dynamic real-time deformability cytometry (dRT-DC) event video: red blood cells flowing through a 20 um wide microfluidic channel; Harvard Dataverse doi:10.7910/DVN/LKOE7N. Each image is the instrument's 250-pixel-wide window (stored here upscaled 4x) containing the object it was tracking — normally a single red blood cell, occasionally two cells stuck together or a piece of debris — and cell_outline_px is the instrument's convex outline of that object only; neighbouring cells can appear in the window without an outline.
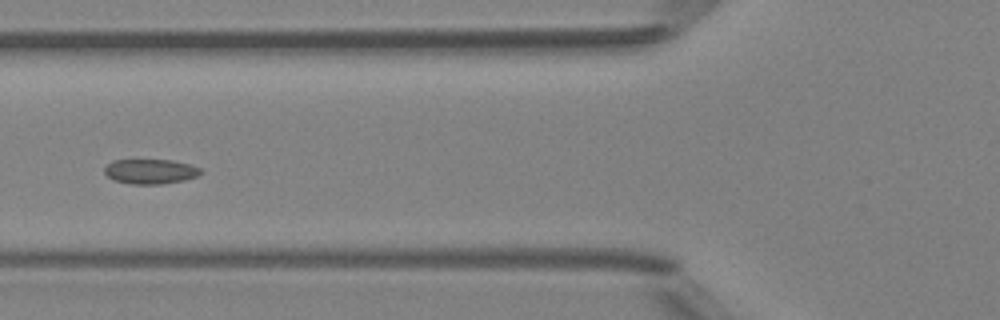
{"species": "Egyptian fruit bat (a non-hibernating species)", "species_latin": "Rousettus aegyptiacus", "temperature_condition": "room temperature", "stored_images_in_passage": 5, "camera_frame_rate_fps": 3000, "um_per_image_px": 0.085, "animal": {"sex": "female"}, "frame": {"image": 1, "passage_image": 5, "time_ms": 4.333, "image_size_px": [1000, 320], "cell_outline_px": [[204, 172], [196, 176], [180, 180], [160, 184], [132, 184], [112, 180], [104, 172], [104, 168], [112, 160], [172, 160], [192, 164], [200, 168]], "centroid_in_image_um": [12.77, 14.56], "position_along_channel_um": 113.0, "area_um2": 13.87}}